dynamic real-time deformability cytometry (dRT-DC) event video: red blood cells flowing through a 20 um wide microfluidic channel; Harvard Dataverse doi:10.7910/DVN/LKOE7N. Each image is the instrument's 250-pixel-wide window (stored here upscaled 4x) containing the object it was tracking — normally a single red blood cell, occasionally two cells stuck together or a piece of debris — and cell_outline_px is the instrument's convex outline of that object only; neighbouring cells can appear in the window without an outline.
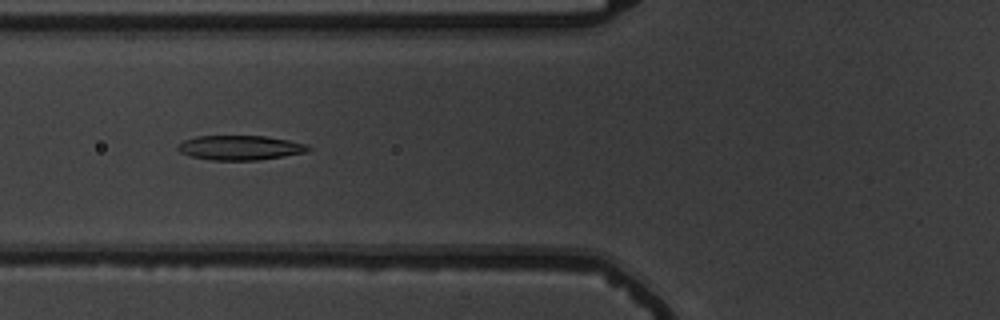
{"species": "common noctule bat (a hibernating species)", "species_latin": "Nyctalus noctula", "temperature_condition": "warm", "stored_images_in_passage": 14, "camera_frame_rate_fps": 3000, "um_per_image_px": 0.085, "animal": {"sex": "male", "body_mass_g": 19.5, "forearm_length_mm": 54.6}, "frame": {"image": 1, "passage_image": 5, "time_ms": 5.667, "image_size_px": [1000, 320], "cell_outline_px": [[312, 148], [308, 152], [260, 160], [212, 160], [192, 156], [180, 152], [176, 148], [176, 144], [184, 140], [196, 136], [268, 136], [308, 144]], "centroid_in_image_um": [20.43, 12.55], "position_along_channel_um": 105.4, "area_um2": 18.84}}
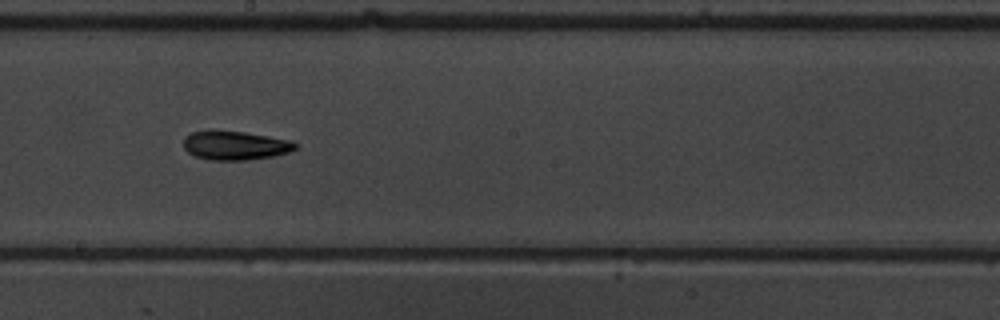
{"frame": {"image": 2, "passage_image": 8, "time_ms": 9.0, "image_size_px": [1000, 320], "cell_outline_px": [[300, 144], [292, 152], [272, 156], [244, 160], [208, 160], [192, 156], [184, 148], [184, 136], [192, 132], [208, 128], [212, 128], [244, 132], [268, 136], [288, 140]], "centroid_in_image_um": [19.93, 12.34], "position_along_channel_um": 228.3, "area_um2": 19.42}}
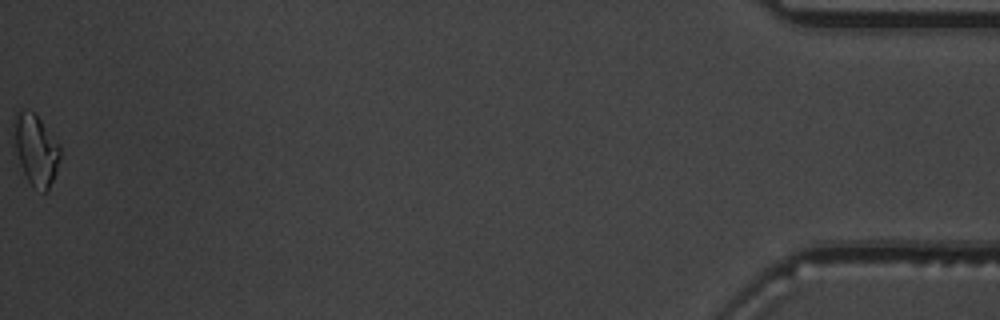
{"frame": {"image": 3, "passage_image": 14, "time_ms": 17.0, "image_size_px": [1000, 320], "cell_outline_px": [[60, 156], [56, 172], [48, 188], [44, 192], [32, 184], [28, 180], [20, 164], [12, 144], [12, 120], [16, 112], [20, 108], [32, 112], [40, 120], [60, 144]], "centroid_in_image_um": [2.99, 12.65], "position_along_channel_um": 432.2, "area_um2": 19.19}, "authors_computed_cell_mechanics": {"area_um2": 18.8428, "velocity_mm_per_s": 3.6958, "shape_relaxation_time_tau1_ms": 2.9609, "shape_relaxation_time_tau2_ms": 3.5274, "deformation_change_tau1": 0.1127, "deformation_change_tau2": 0.1065}}